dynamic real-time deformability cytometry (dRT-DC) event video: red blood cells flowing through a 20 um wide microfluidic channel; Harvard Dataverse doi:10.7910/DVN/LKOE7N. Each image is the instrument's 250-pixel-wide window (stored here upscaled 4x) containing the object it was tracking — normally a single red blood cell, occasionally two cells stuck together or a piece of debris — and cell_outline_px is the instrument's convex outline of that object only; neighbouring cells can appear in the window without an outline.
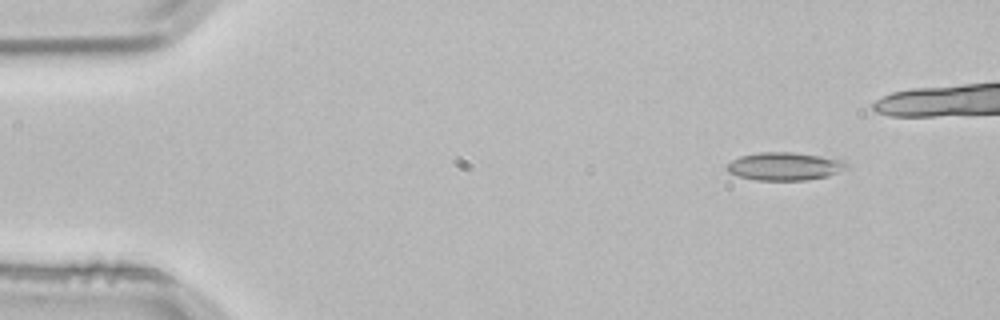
{"species": "common noctule bat (a hibernating species)", "species_latin": "Nyctalus noctula", "temperature_condition": "room temperature", "stored_images_in_passage": 4, "camera_frame_rate_fps": 3000, "um_per_image_px": 0.085, "animal": {"sex": "male", "body_mass_g": 21.5, "forearm_length_mm": 52.0}, "frame": {"image": 1, "passage_image": 1, "time_ms": 0.0, "image_size_px": [1000, 320], "cell_outline_px": [[848, 164], [836, 172], [828, 176], [804, 180], [756, 180], [740, 176], [728, 172], [724, 168], [732, 160], [740, 156], [760, 152], [792, 152], [820, 156], [844, 160]], "centroid_in_image_um": [66.63, 14.13], "position_along_channel_um": 18.4, "area_um2": 19.25}}